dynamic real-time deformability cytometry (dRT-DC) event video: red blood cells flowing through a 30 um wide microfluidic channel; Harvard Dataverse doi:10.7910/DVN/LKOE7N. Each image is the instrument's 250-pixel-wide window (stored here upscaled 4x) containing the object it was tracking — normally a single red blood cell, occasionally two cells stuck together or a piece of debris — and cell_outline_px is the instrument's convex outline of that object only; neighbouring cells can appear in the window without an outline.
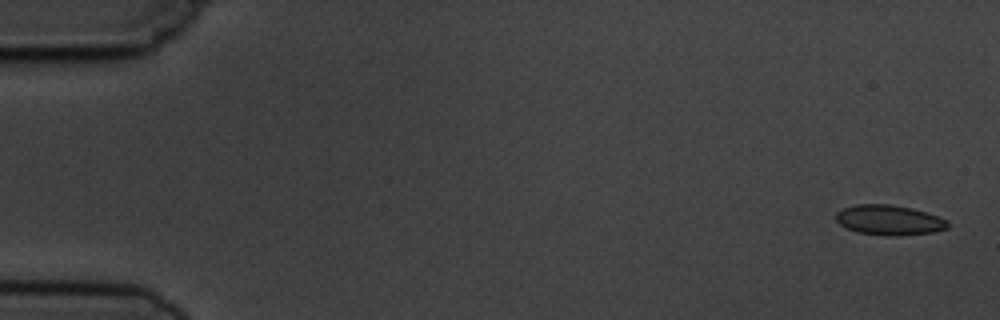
{"species": "common noctule bat (a hibernating species)", "species_latin": "Nyctalus noctula", "temperature_condition": "cold", "stored_images_in_passage": 5, "camera_frame_rate_fps": 3000, "um_per_image_px": 0.085, "animal": {"sex": "male", "body_mass_g": 19.5, "forearm_length_mm": 54.6}, "frame": {"image": 1, "passage_image": 1, "time_ms": 0.0, "image_size_px": [1000, 320], "cell_outline_px": [[948, 228], [932, 232], [896, 236], [856, 232], [840, 224], [836, 220], [836, 212], [844, 208], [856, 204], [892, 204], [912, 208], [948, 220]], "centroid_in_image_um": [75.57, 18.69], "position_along_channel_um": 9.4, "area_um2": 19.36}}
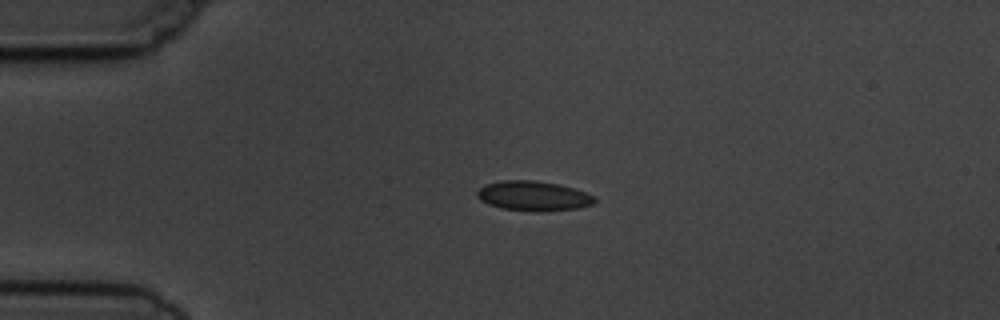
{"frame": {"image": 2, "passage_image": 4, "time_ms": 3.667, "image_size_px": [1000, 320], "cell_outline_px": [[596, 200], [592, 204], [580, 208], [540, 212], [536, 212], [500, 208], [488, 204], [480, 200], [476, 196], [476, 192], [484, 184], [500, 180], [536, 180], [560, 184], [596, 196]], "centroid_in_image_um": [45.31, 16.65], "position_along_channel_um": 39.7, "area_um2": 20.69}}